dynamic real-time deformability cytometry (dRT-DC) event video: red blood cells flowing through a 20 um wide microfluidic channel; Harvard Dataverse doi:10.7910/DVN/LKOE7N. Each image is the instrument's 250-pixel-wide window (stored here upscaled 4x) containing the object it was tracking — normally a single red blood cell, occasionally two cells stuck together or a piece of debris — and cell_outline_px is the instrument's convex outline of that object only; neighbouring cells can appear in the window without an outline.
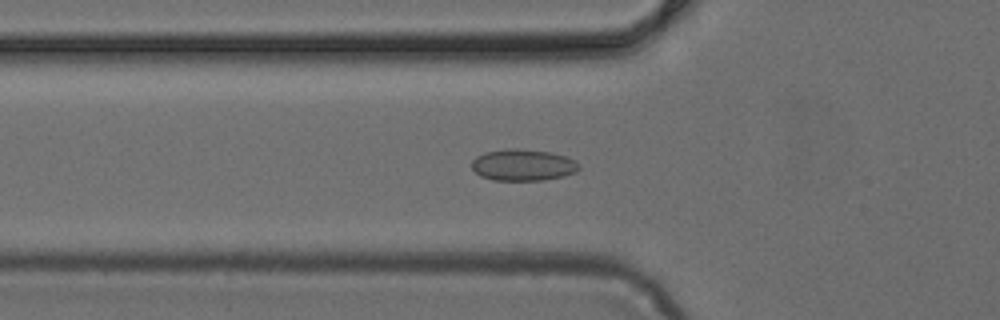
{"species": "common noctule bat (a hibernating species)", "species_latin": "Nyctalus noctula", "temperature_condition": "cold", "stored_images_in_passage": 46, "camera_frame_rate_fps": 3000, "um_per_image_px": 0.085, "animal": {"sex": "female", "body_mass_g": 24.6, "forearm_length_mm": 56.2}, "frame": {"image": 1, "passage_image": 17, "time_ms": 5.333, "image_size_px": [1000, 320], "cell_outline_px": [[580, 168], [576, 172], [564, 176], [544, 180], [492, 180], [480, 176], [472, 168], [472, 160], [476, 156], [484, 152], [504, 148], [516, 148], [548, 152], [568, 156], [576, 160], [580, 164]], "centroid_in_image_um": [44.47, 14.02], "position_along_channel_um": 81.3, "area_um2": 20.0}}
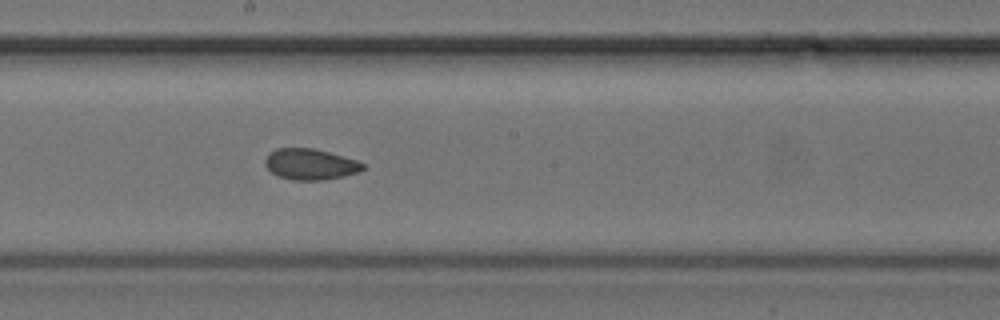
{"frame": {"image": 2, "passage_image": 27, "time_ms": 8.667, "image_size_px": [1000, 320], "cell_outline_px": [[364, 168], [360, 172], [344, 176], [324, 180], [292, 180], [276, 176], [264, 164], [264, 160], [276, 148], [312, 148], [328, 152], [356, 160], [364, 164]], "centroid_in_image_um": [26.37, 13.97], "position_along_channel_um": 221.8, "area_um2": 17.57}}
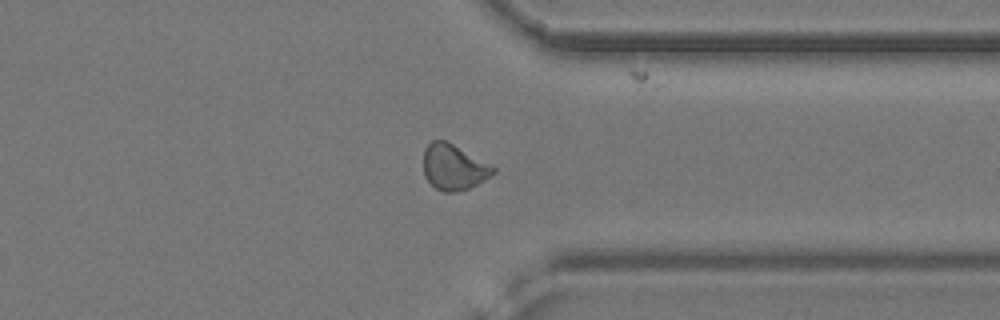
{"frame": {"image": 3, "passage_image": 38, "time_ms": 12.333, "image_size_px": [1000, 320], "cell_outline_px": [[496, 172], [484, 180], [468, 188], [452, 192], [444, 192], [436, 188], [424, 176], [424, 148], [432, 140], [444, 140], [452, 144], [496, 168]], "centroid_in_image_um": [38.54, 14.21], "position_along_channel_um": 372.9, "area_um2": 18.09}}